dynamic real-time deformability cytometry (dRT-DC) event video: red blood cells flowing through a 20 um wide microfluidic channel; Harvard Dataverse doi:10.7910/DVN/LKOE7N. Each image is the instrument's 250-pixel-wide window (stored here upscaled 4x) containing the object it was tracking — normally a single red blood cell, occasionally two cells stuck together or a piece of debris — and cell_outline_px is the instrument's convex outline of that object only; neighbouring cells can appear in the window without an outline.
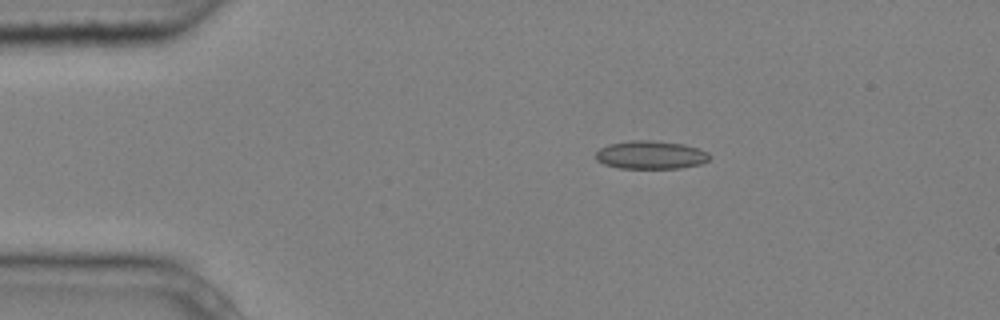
{"species": "common noctule bat (a hibernating species)", "species_latin": "Nyctalus noctula", "temperature_condition": "cold", "stored_images_in_passage": 4, "camera_frame_rate_fps": 3000, "um_per_image_px": 0.085, "animal": {"sex": "male", "body_mass_g": 20.4}, "frame": {"image": 1, "passage_image": 1, "time_ms": 0.0, "image_size_px": [1000, 320], "cell_outline_px": [[712, 156], [708, 160], [700, 164], [680, 168], [620, 168], [604, 164], [596, 160], [596, 152], [600, 148], [608, 144], [632, 140], [652, 140], [684, 144], [708, 152]], "centroid_in_image_um": [55.31, 13.16], "position_along_channel_um": 29.7, "area_um2": 18.73}}
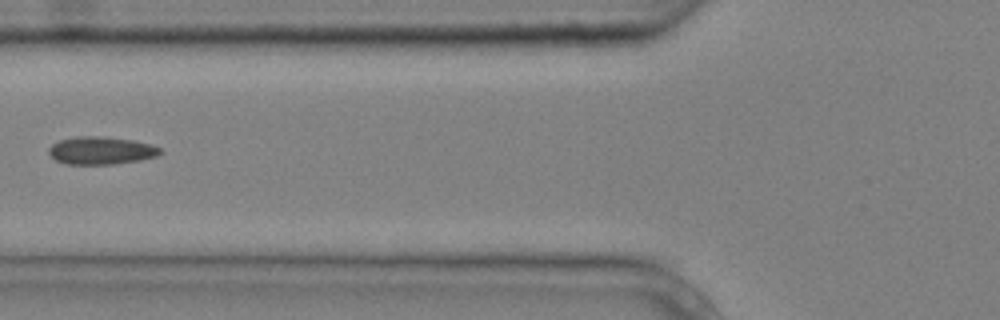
{"frame": {"image": 2, "passage_image": 4, "time_ms": 1.0, "image_size_px": [1000, 320], "cell_outline_px": [[164, 152], [156, 156], [116, 164], [64, 164], [56, 160], [48, 152], [48, 148], [52, 144], [60, 140], [76, 136], [104, 136], [132, 140], [148, 144], [160, 148]], "centroid_in_image_um": [8.56, 12.79], "position_along_channel_um": 117.2, "area_um2": 17.92}}